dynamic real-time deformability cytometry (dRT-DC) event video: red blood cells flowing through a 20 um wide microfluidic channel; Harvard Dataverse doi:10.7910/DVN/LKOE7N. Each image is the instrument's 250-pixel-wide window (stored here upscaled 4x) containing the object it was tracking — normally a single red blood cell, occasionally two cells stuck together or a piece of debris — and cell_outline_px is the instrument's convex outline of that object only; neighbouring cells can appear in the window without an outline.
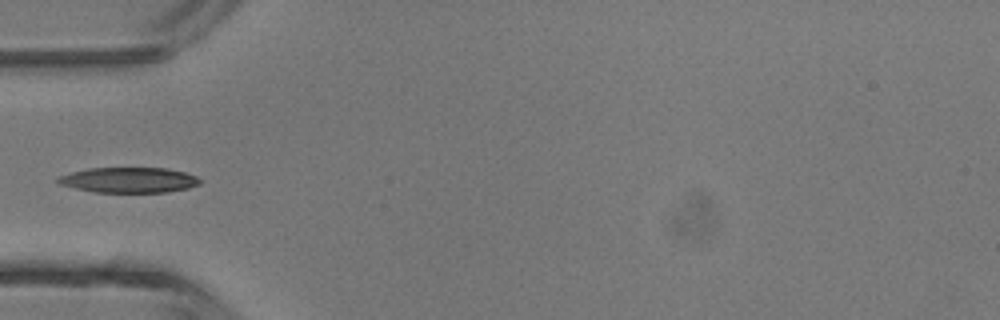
{"species": "common noctule bat (a hibernating species)", "species_latin": "Nyctalus noctula", "temperature_condition": "room temperature", "stored_images_in_passage": 3, "camera_frame_rate_fps": 3000, "um_per_image_px": 0.085, "animal": {"sex": "male", "body_mass_g": 13.3}, "frame": {"image": 1, "passage_image": 3, "time_ms": 0.667, "image_size_px": [1000, 320], "cell_outline_px": [[200, 184], [188, 188], [168, 192], [92, 192], [60, 184], [56, 180], [56, 176], [88, 168], [168, 168], [184, 172], [196, 176], [200, 180]], "centroid_in_image_um": [10.94, 15.3], "position_along_channel_um": 74.1, "area_um2": 20.98}}